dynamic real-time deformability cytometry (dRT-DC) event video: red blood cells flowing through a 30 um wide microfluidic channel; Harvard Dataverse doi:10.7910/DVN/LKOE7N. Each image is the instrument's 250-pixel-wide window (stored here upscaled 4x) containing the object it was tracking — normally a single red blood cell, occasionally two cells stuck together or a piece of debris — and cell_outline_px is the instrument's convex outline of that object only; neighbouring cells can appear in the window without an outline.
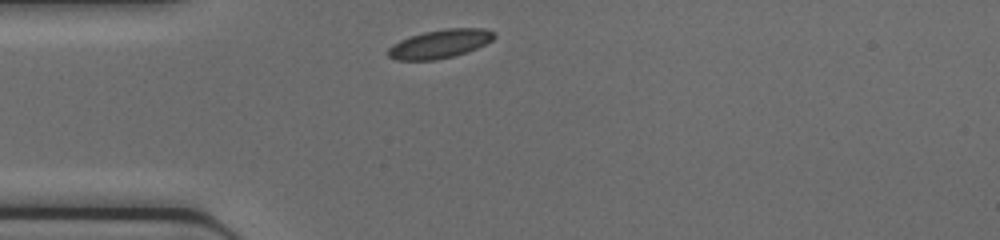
{"species": "common noctule bat (a hibernating species)", "species_latin": "Nyctalus noctula", "temperature_condition": "cold", "stored_images_in_passage": 28, "camera_frame_rate_fps": 3000, "um_per_image_px": 0.085, "animal": {"sex": "female", "body_mass_g": 17.0, "forearm_length_mm": 48.0}, "frame": {"image": 1, "passage_image": 1, "time_ms": 0.0, "image_size_px": [1000, 240], "cell_outline_px": [[496, 36], [492, 40], [476, 48], [452, 56], [436, 60], [396, 60], [388, 56], [388, 48], [392, 44], [400, 40], [424, 32], [448, 28], [484, 28], [496, 32]], "centroid_in_image_um": [37.39, 3.72], "position_along_channel_um": 47.6, "area_um2": 17.51}}
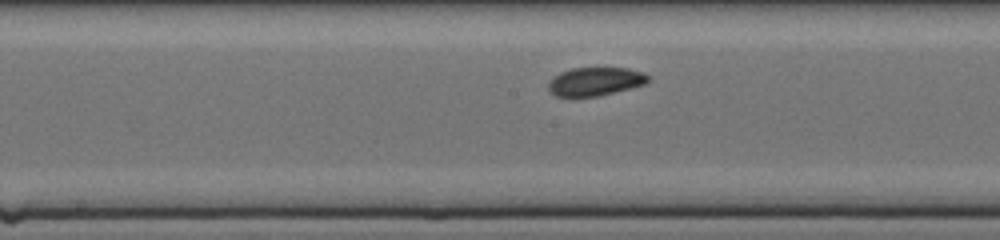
{"frame": {"image": 2, "passage_image": 12, "time_ms": 3.667, "image_size_px": [1000, 240], "cell_outline_px": [[652, 76], [644, 84], [600, 96], [572, 100], [556, 96], [548, 88], [548, 80], [552, 76], [560, 72], [572, 68], [628, 68], [644, 72]], "centroid_in_image_um": [50.54, 6.96], "position_along_channel_um": 197.7, "area_um2": 17.22}}
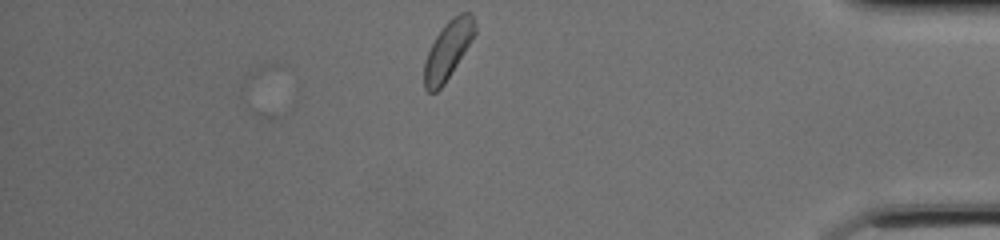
{"frame": {"image": 3, "passage_image": 28, "time_ms": 9.0, "image_size_px": [1000, 240], "cell_outline_px": [[476, 32], [444, 84], [436, 92], [428, 92], [424, 88], [424, 64], [428, 52], [436, 36], [448, 20], [460, 12], [468, 12], [472, 16], [476, 24]], "centroid_in_image_um": [38.07, 4.25], "position_along_channel_um": 397.1, "area_um2": 16.7}}